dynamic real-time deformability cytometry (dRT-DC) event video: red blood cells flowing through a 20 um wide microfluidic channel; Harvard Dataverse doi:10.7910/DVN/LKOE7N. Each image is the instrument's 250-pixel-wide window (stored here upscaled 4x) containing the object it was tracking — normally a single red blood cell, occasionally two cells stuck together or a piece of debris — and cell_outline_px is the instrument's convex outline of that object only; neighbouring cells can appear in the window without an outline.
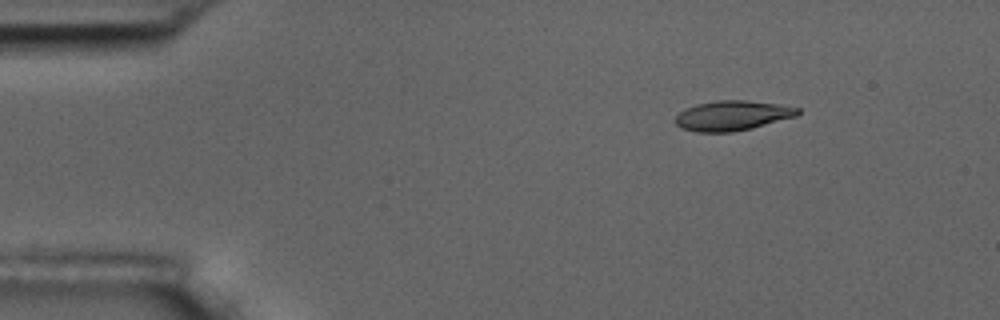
{"species": "common noctule bat (a hibernating species)", "species_latin": "Nyctalus noctula", "temperature_condition": "room temperature", "stored_images_in_passage": 8, "camera_frame_rate_fps": 3000, "um_per_image_px": 0.085, "animal": {"sex": "male", "body_mass_g": 17.5, "forearm_length_mm": 52.3}, "frame": {"image": 1, "passage_image": 1, "time_ms": 0.0, "image_size_px": [1000, 320], "cell_outline_px": [[800, 112], [796, 116], [752, 128], [732, 132], [696, 132], [680, 128], [672, 120], [684, 108], [696, 104], [716, 100], [748, 100], [780, 104], [800, 108]], "centroid_in_image_um": [62.21, 9.82], "position_along_channel_um": 22.8, "area_um2": 21.56}}
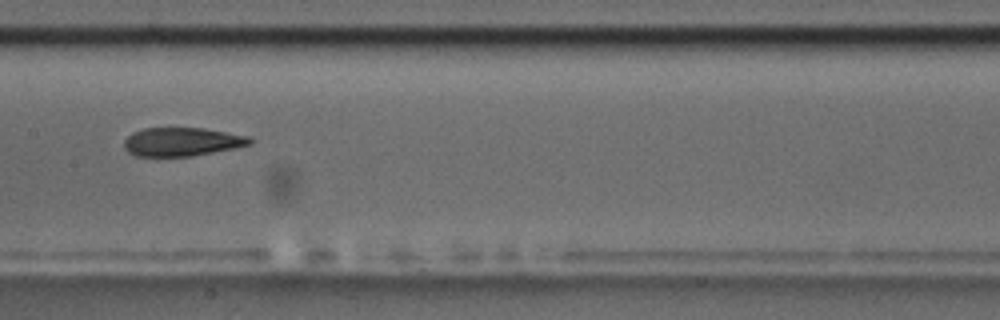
{"frame": {"image": 2, "passage_image": 7, "time_ms": 6.667, "image_size_px": [1000, 320], "cell_outline_px": [[252, 144], [192, 156], [136, 156], [128, 152], [124, 148], [124, 140], [132, 132], [144, 128], [204, 128], [248, 136], [252, 140]], "centroid_in_image_um": [15.43, 12.05], "position_along_channel_um": 192.0, "area_um2": 20.81}}
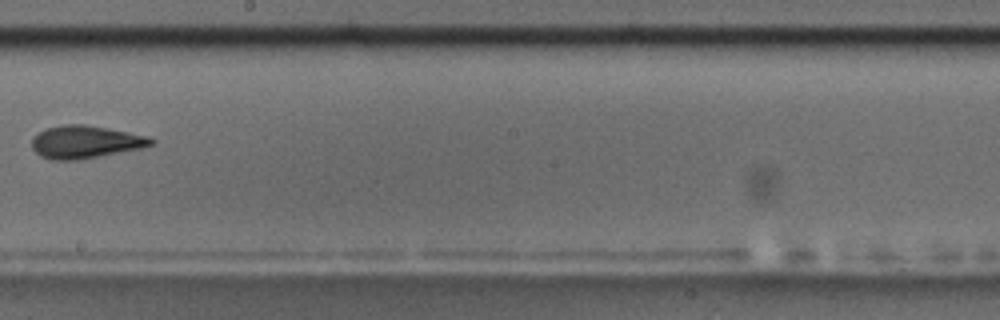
{"frame": {"image": 3, "passage_image": 8, "time_ms": 8.0, "image_size_px": [1000, 320], "cell_outline_px": [[156, 144], [140, 148], [76, 160], [52, 160], [40, 156], [32, 148], [32, 136], [44, 128], [60, 124], [84, 124], [108, 128], [148, 136], [156, 140]], "centroid_in_image_um": [7.22, 12.05], "position_along_channel_um": 241.0, "area_um2": 22.83}}